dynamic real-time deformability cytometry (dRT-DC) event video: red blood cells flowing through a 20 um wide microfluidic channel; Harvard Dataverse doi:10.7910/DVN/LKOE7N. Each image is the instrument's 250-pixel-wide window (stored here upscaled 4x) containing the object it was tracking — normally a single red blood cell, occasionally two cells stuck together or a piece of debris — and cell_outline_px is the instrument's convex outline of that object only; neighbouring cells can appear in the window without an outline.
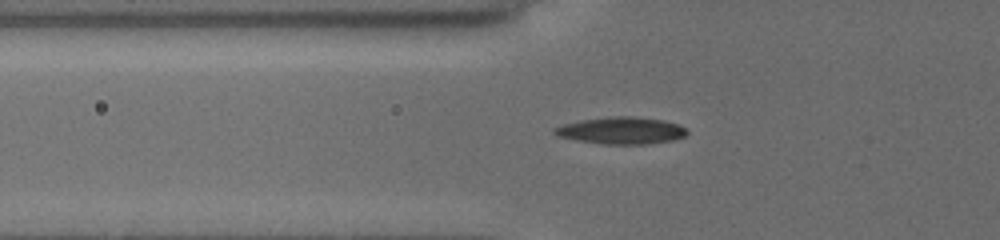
{"species": "common noctule bat (a hibernating species)", "species_latin": "Nyctalus noctula", "temperature_condition": "cold", "stored_images_in_passage": 42, "camera_frame_rate_fps": 3000, "um_per_image_px": 0.085, "animal": {"sex": "female", "body_mass_g": 19.5, "forearm_length_mm": 54.1}, "frame": {"image": 1, "passage_image": 2, "time_ms": 0.333, "image_size_px": [1000, 240], "cell_outline_px": [[688, 132], [684, 136], [672, 140], [648, 144], [600, 144], [576, 140], [556, 136], [552, 132], [552, 128], [564, 124], [580, 120], [612, 116], [632, 116], [664, 120], [676, 124], [684, 128]], "centroid_in_image_um": [52.75, 11.1], "position_along_channel_um": 73.0, "area_um2": 20.87}}
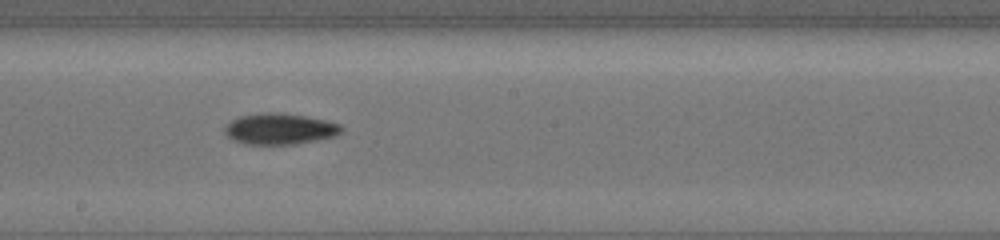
{"frame": {"image": 2, "passage_image": 21, "time_ms": 4.333, "image_size_px": [1000, 240], "cell_outline_px": [[344, 128], [336, 136], [296, 144], [244, 144], [232, 140], [224, 132], [224, 128], [232, 120], [240, 116], [268, 112], [276, 112], [304, 116], [324, 120], [340, 124]], "centroid_in_image_um": [23.77, 10.96], "position_along_channel_um": 224.4, "area_um2": 20.98}}
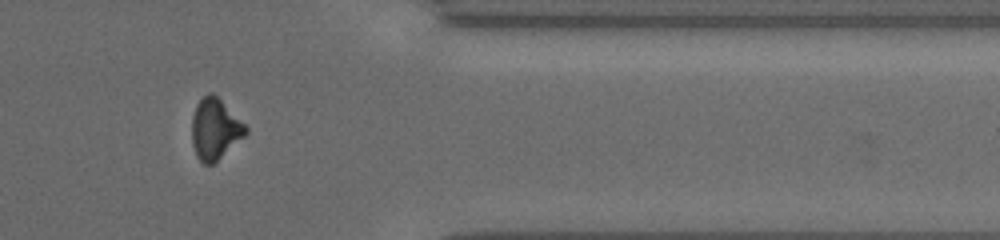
{"frame": {"image": 3, "passage_image": 37, "time_ms": 9.0, "image_size_px": [1000, 240], "cell_outline_px": [[248, 132], [244, 136], [212, 164], [204, 164], [196, 156], [192, 144], [192, 116], [196, 104], [208, 92], [212, 92], [248, 128]], "centroid_in_image_um": [18.24, 10.97], "position_along_channel_um": 393.2, "area_um2": 18.67}}